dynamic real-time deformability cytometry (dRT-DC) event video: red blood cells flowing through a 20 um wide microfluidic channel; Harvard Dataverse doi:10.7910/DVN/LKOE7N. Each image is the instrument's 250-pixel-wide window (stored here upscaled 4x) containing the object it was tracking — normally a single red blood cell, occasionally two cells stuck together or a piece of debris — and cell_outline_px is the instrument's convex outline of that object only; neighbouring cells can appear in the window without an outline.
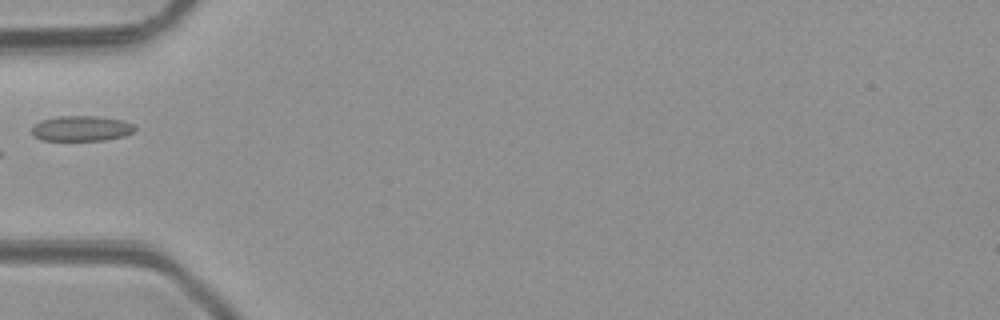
{"species": "common noctule bat (a hibernating species)", "species_latin": "Nyctalus noctula", "temperature_condition": "room temperature", "stored_images_in_passage": 5, "camera_frame_rate_fps": 3000, "um_per_image_px": 0.085, "animal": {"sex": "male", "body_mass_g": 23.1, "forearm_length_mm": 52.7}, "frame": {"image": 1, "passage_image": 5, "time_ms": 5.333, "image_size_px": [1000, 320], "cell_outline_px": [[136, 128], [132, 132], [124, 136], [104, 140], [44, 140], [36, 136], [32, 132], [32, 128], [40, 120], [60, 116], [100, 116], [124, 120], [132, 124]], "centroid_in_image_um": [6.95, 10.91], "position_along_channel_um": 78.0, "area_um2": 15.09}}